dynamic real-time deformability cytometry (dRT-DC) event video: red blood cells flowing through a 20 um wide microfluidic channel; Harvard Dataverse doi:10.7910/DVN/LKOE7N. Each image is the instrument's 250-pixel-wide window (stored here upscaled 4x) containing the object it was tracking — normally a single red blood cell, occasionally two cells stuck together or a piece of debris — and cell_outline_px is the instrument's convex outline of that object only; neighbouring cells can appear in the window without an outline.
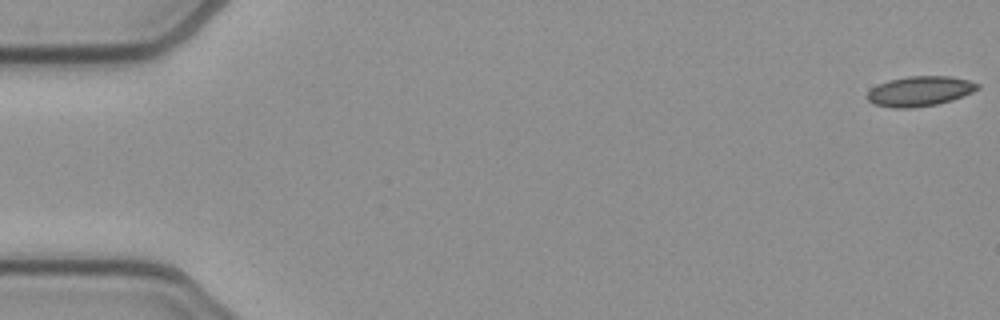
{"species": "common noctule bat (a hibernating species)", "species_latin": "Nyctalus noctula", "temperature_condition": "cold", "stored_images_in_passage": 17, "camera_frame_rate_fps": 3000, "um_per_image_px": 0.085, "animal": {"sex": "female", "body_mass_g": 21.9}, "frame": {"image": 1, "passage_image": 1, "time_ms": 0.0, "image_size_px": [1000, 320], "cell_outline_px": [[980, 88], [972, 92], [952, 100], [936, 104], [912, 108], [892, 108], [872, 104], [868, 100], [868, 92], [876, 84], [888, 80], [908, 76], [952, 76], [968, 80], [980, 84]], "centroid_in_image_um": [78.17, 7.75], "position_along_channel_um": 6.8, "area_um2": 19.36}}
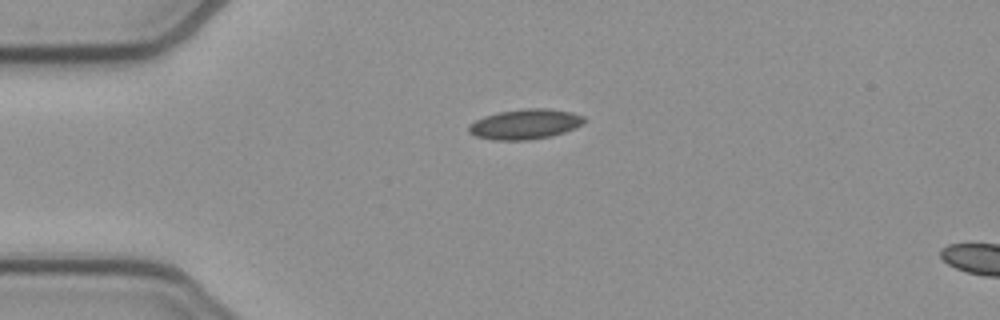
{"frame": {"image": 2, "passage_image": 13, "time_ms": 4.0, "image_size_px": [1000, 320], "cell_outline_px": [[588, 120], [584, 124], [564, 132], [552, 136], [528, 140], [492, 140], [476, 136], [468, 132], [468, 124], [484, 116], [500, 112], [524, 108], [548, 108], [572, 112], [584, 116]], "centroid_in_image_um": [44.66, 10.55], "position_along_channel_um": 40.3, "area_um2": 20.46}}